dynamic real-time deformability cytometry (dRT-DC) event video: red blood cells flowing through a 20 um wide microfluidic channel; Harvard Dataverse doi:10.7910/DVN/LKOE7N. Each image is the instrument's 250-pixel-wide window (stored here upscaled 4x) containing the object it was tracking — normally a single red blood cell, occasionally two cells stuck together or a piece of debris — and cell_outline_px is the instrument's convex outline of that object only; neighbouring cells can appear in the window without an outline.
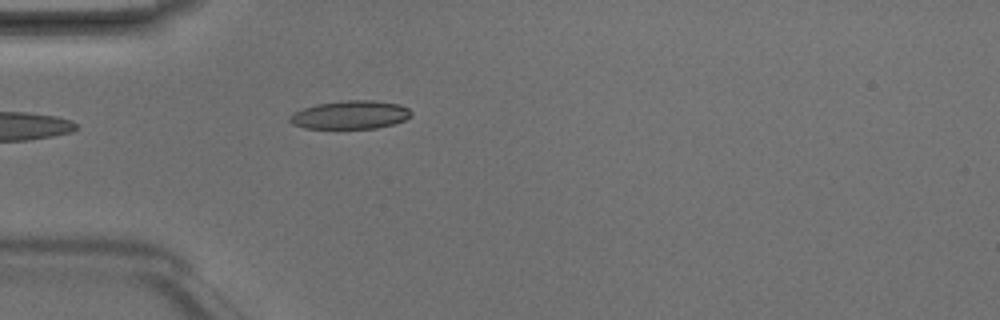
{"species": "Egyptian fruit bat (a non-hibernating species)", "species_latin": "Rousettus aegyptiacus", "temperature_condition": "room temperature", "stored_images_in_passage": 4, "camera_frame_rate_fps": 3000, "um_per_image_px": 0.085, "animal": {"sex": "male"}, "frame": {"image": 1, "passage_image": 4, "time_ms": 1.0, "image_size_px": [1000, 320], "cell_outline_px": [[412, 116], [404, 120], [392, 124], [376, 128], [304, 128], [292, 124], [288, 120], [288, 116], [304, 108], [316, 104], [348, 100], [372, 100], [400, 104], [408, 108], [412, 112]], "centroid_in_image_um": [29.78, 9.76], "position_along_channel_um": 55.2, "area_um2": 20.0}}